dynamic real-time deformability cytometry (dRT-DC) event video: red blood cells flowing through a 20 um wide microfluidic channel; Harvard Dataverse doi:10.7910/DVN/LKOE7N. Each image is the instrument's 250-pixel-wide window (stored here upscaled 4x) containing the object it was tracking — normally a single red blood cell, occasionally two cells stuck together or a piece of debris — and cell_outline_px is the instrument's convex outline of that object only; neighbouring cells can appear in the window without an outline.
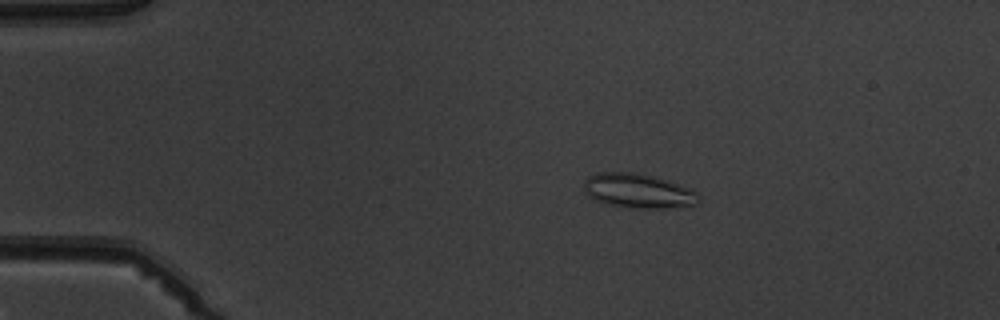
{"species": "common noctule bat (a hibernating species)", "species_latin": "Nyctalus noctula", "temperature_condition": "warm", "stored_images_in_passage": 6, "camera_frame_rate_fps": 3000, "um_per_image_px": 0.085, "animal": {"sex": "male", "body_mass_g": 19.5, "forearm_length_mm": 54.6}, "frame": {"image": 1, "passage_image": 3, "time_ms": 3.0, "image_size_px": [1000, 320], "cell_outline_px": [[696, 204], [672, 208], [632, 208], [612, 204], [596, 200], [588, 196], [584, 192], [584, 180], [588, 176], [596, 172], [632, 172], [656, 176], [692, 188], [696, 192]], "centroid_in_image_um": [54.22, 16.2], "position_along_channel_um": 30.8, "area_um2": 23.06}}
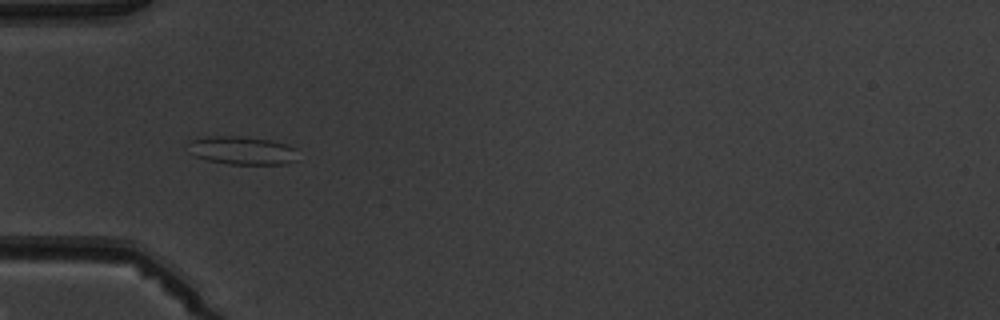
{"frame": {"image": 2, "passage_image": 5, "time_ms": 5.333, "image_size_px": [1000, 320], "cell_outline_px": [[296, 160], [288, 164], [228, 164], [208, 160], [196, 156], [188, 152], [184, 144], [192, 140], [204, 136], [240, 136], [272, 140], [288, 144], [296, 148]], "centroid_in_image_um": [20.55, 12.78], "position_along_channel_um": 64.5, "area_um2": 18.44}}
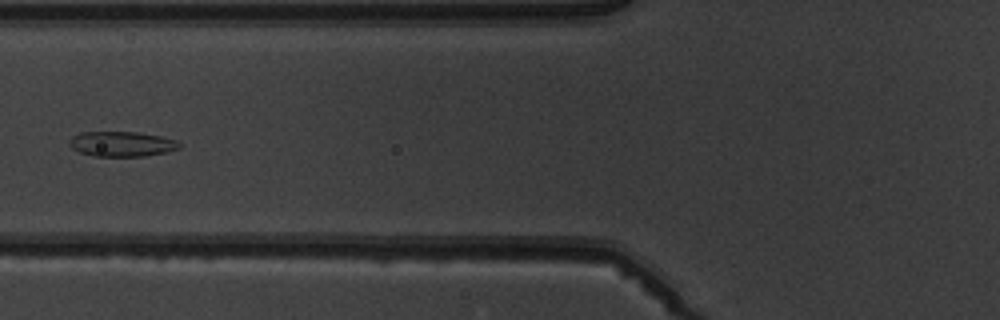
{"frame": {"image": 3, "passage_image": 6, "time_ms": 6.667, "image_size_px": [1000, 320], "cell_outline_px": [[180, 148], [164, 152], [144, 156], [92, 156], [80, 152], [72, 148], [68, 144], [68, 140], [72, 136], [80, 132], [136, 132], [160, 136], [176, 140], [180, 144]], "centroid_in_image_um": [10.3, 12.23], "position_along_channel_um": 115.5, "area_um2": 16.01}}